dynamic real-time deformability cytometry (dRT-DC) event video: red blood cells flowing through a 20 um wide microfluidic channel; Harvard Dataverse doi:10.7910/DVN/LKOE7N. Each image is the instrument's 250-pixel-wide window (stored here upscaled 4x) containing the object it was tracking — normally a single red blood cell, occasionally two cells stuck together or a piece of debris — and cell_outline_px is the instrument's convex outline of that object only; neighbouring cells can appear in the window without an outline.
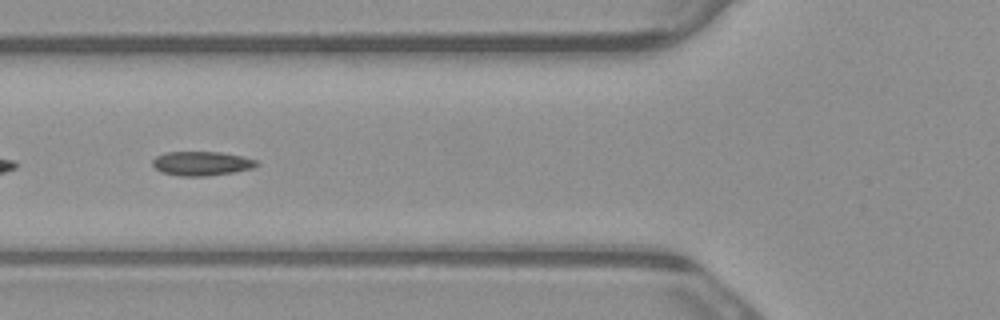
{"species": "common noctule bat (a hibernating species)", "species_latin": "Nyctalus noctula", "temperature_condition": "warm", "stored_images_in_passage": 6, "camera_frame_rate_fps": 3000, "um_per_image_px": 0.085, "animal": {"sex": "male", "body_mass_g": 23.1, "forearm_length_mm": 52.7}, "frame": {"image": 1, "passage_image": 4, "time_ms": 1.0, "image_size_px": [1000, 320], "cell_outline_px": [[260, 164], [252, 168], [232, 172], [208, 176], [180, 176], [160, 172], [152, 164], [152, 160], [156, 156], [164, 152], [220, 152], [244, 156], [256, 160]], "centroid_in_image_um": [17.12, 13.89], "position_along_channel_um": 108.7, "area_um2": 14.74}}
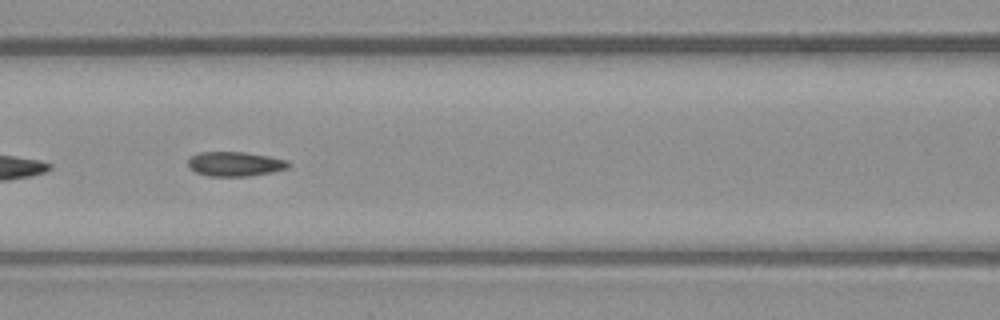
{"frame": {"image": 2, "passage_image": 5, "time_ms": 1.333, "image_size_px": [1000, 320], "cell_outline_px": [[292, 164], [288, 168], [272, 172], [248, 176], [208, 176], [196, 172], [188, 168], [188, 160], [192, 156], [200, 152], [244, 152], [268, 156], [288, 160]], "centroid_in_image_um": [19.99, 13.94], "position_along_channel_um": 146.6, "area_um2": 14.39}}
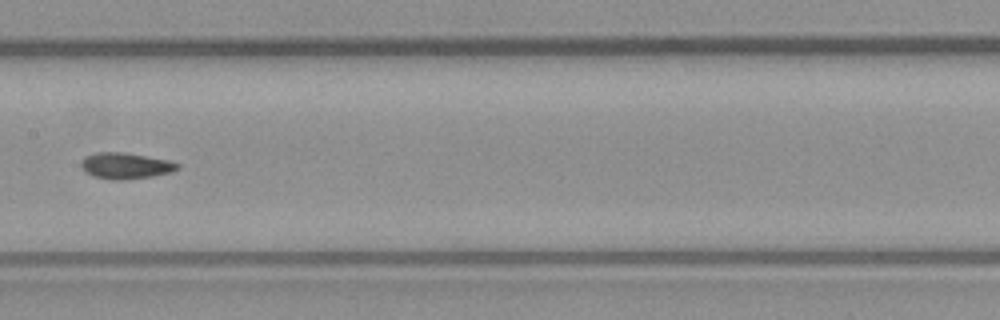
{"frame": {"image": 3, "passage_image": 6, "time_ms": 1.667, "image_size_px": [1000, 320], "cell_outline_px": [[180, 168], [172, 172], [152, 176], [120, 180], [112, 180], [92, 176], [84, 172], [80, 164], [80, 160], [84, 156], [96, 152], [124, 152], [168, 160], [180, 164]], "centroid_in_image_um": [10.63, 14.09], "position_along_channel_um": 196.8, "area_um2": 14.85}}